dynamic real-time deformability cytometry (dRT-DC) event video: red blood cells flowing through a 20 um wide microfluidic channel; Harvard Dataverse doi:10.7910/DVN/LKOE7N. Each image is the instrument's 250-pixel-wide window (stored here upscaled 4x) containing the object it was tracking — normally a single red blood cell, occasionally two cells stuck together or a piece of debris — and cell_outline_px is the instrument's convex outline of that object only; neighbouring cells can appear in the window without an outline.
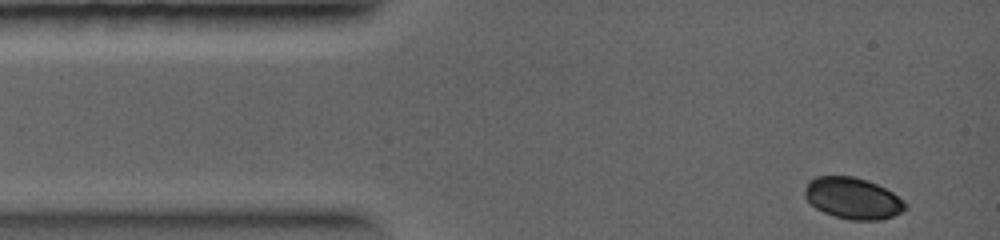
{"species": "common noctule bat (a hibernating species)", "species_latin": "Nyctalus noctula", "temperature_condition": "warm", "stored_images_in_passage": 6, "camera_frame_rate_fps": 5000, "um_per_image_px": 0.085, "animal": {"sex": "female", "body_mass_g": 19.0, "forearm_length_mm": 56.7}, "frame": {"image": 1, "passage_image": 1, "time_ms": 0.0, "image_size_px": [1000, 240], "cell_outline_px": [[908, 208], [892, 216], [880, 220], [848, 220], [824, 212], [816, 208], [804, 196], [804, 192], [808, 180], [816, 176], [852, 176], [876, 184], [892, 192], [904, 200]], "centroid_in_image_um": [72.48, 16.85], "position_along_channel_um": 12.5, "area_um2": 24.1}}
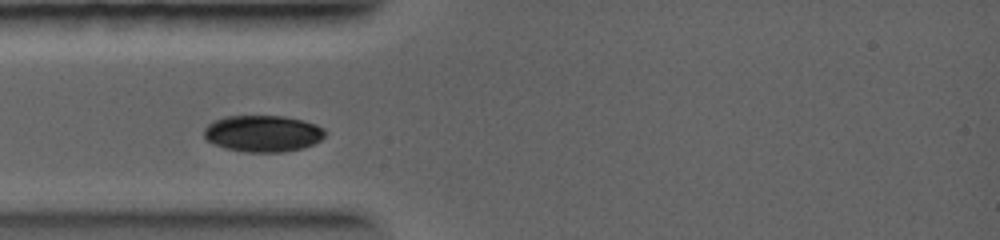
{"frame": {"image": 2, "passage_image": 5, "time_ms": 2.2, "image_size_px": [1000, 240], "cell_outline_px": [[324, 136], [320, 140], [304, 148], [280, 152], [244, 152], [224, 148], [208, 140], [204, 136], [204, 128], [212, 120], [224, 116], [284, 116], [304, 120], [316, 124], [324, 128]], "centroid_in_image_um": [22.33, 11.34], "position_along_channel_um": 62.7, "area_um2": 25.89}}